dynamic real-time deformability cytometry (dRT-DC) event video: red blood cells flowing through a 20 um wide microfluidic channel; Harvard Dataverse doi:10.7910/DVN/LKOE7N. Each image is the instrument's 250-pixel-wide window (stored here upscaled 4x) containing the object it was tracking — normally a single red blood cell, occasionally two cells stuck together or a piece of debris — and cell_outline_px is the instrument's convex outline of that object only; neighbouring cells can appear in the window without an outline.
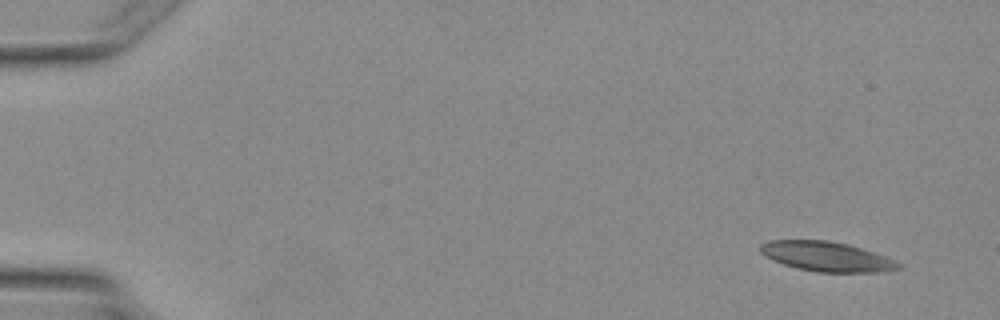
{"species": "Egyptian fruit bat (a non-hibernating species)", "species_latin": "Rousettus aegyptiacus", "temperature_condition": "warm", "stored_images_in_passage": 4, "camera_frame_rate_fps": 3000, "um_per_image_px": 0.085, "animal": {"sex": "female"}, "frame": {"image": 1, "passage_image": 1, "time_ms": 0.0, "image_size_px": [1000, 320], "cell_outline_px": [[904, 268], [880, 272], [816, 272], [796, 268], [772, 260], [764, 256], [760, 252], [760, 244], [768, 240], [828, 240], [848, 244], [884, 256], [904, 264]], "centroid_in_image_um": [70.26, 21.81], "position_along_channel_um": 14.7, "area_um2": 24.04}}